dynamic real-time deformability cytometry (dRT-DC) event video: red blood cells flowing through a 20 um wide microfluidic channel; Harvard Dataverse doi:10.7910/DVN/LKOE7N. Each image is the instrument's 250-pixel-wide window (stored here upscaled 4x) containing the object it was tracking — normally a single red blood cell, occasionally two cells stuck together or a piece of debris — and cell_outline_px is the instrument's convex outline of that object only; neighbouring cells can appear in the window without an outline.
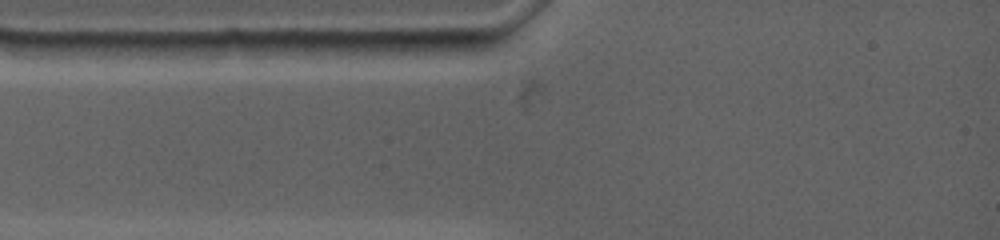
{"species": "common noctule bat (a hibernating species)", "species_latin": "Nyctalus noctula", "temperature_condition": "warm", "stored_images_in_passage": 3, "camera_frame_rate_fps": 4500, "um_per_image_px": 0.085, "animal": {"sex": "female", "body_mass_g": 19.0, "forearm_length_mm": 53.3}, "frame": {"image": 1, "passage_image": 2, "time_ms": 0.222, "image_size_px": [1000, 240], "cell_outline_px": [[492, 40], [488, 48], [416, 56], [364, 60], [348, 44], [348, 40]], "centroid_in_image_um": [35.04, 4.04], "position_along_channel_um": 50.0, "area_um2": 14.51}}